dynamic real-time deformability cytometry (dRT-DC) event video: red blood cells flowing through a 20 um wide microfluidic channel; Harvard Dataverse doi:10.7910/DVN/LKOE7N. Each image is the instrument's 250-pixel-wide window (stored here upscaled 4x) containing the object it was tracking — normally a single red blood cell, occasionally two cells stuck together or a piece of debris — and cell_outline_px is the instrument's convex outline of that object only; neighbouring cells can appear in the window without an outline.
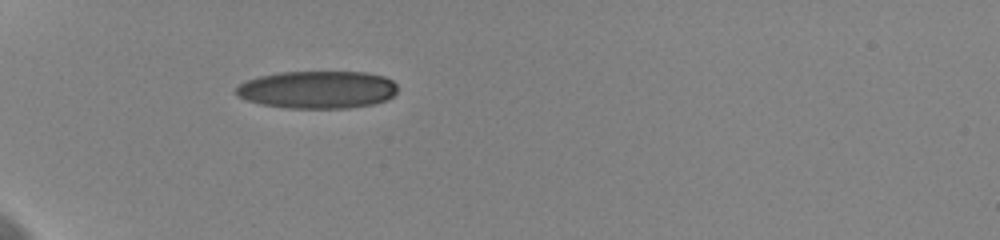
{"species": "human", "species_latin": "Homo sapiens", "temperature_condition": "cold", "stored_images_in_passage": 39, "camera_frame_rate_fps": 3000, "um_per_image_px": 0.085, "donor": {"sex": "female"}, "frame": {"image": 1, "passage_image": 1, "time_ms": 0.0, "image_size_px": [1000, 240], "cell_outline_px": [[396, 92], [392, 96], [384, 100], [372, 104], [348, 108], [288, 108], [260, 104], [248, 100], [240, 96], [236, 92], [236, 88], [240, 84], [248, 80], [260, 76], [280, 72], [364, 72], [384, 76], [392, 80], [396, 84]], "centroid_in_image_um": [27.0, 7.62], "position_along_channel_um": 58.0, "area_um2": 35.14}}
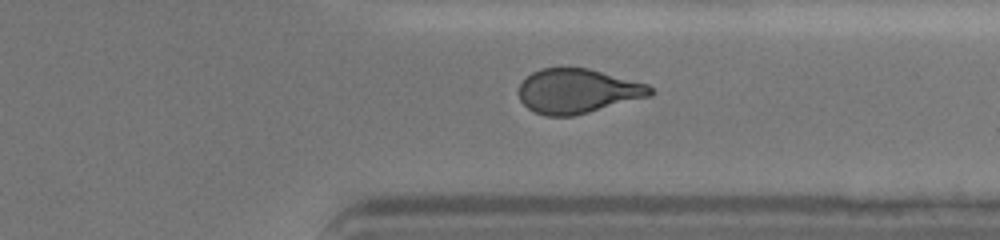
{"frame": {"image": 2, "passage_image": 28, "time_ms": 9.0, "image_size_px": [1000, 240], "cell_outline_px": [[656, 92], [652, 96], [572, 116], [544, 116], [528, 108], [520, 100], [520, 84], [532, 72], [540, 68], [588, 68], [648, 84]], "centroid_in_image_um": [49.13, 7.74], "position_along_channel_um": 362.3, "area_um2": 33.99}}
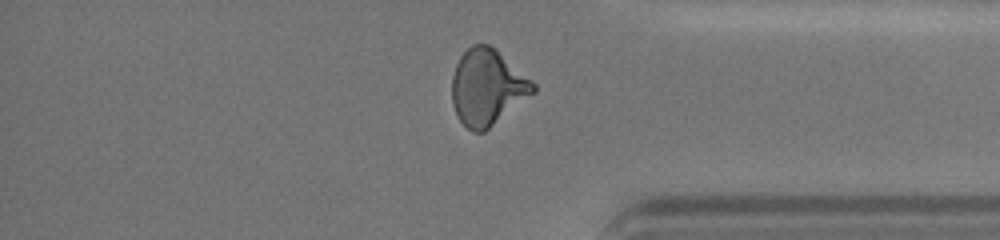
{"frame": {"image": 3, "passage_image": 31, "time_ms": 10.0, "image_size_px": [1000, 240], "cell_outline_px": [[536, 92], [484, 132], [472, 132], [456, 116], [452, 104], [452, 76], [456, 64], [460, 56], [472, 44], [488, 44], [532, 80], [536, 84]], "centroid_in_image_um": [41.41, 7.44], "position_along_channel_um": 393.8, "area_um2": 35.78}, "authors_computed_cell_mechanics": {"area_um2": 35.0846, "velocity_mm_per_s": 3.6246, "shape_relaxation_time_tau1_ms": 6.1608, "shape_relaxation_time_tau2_ms": 1.9603, "deformation_change_tau1": 0.172, "deformation_change_tau2": 0.0897}}